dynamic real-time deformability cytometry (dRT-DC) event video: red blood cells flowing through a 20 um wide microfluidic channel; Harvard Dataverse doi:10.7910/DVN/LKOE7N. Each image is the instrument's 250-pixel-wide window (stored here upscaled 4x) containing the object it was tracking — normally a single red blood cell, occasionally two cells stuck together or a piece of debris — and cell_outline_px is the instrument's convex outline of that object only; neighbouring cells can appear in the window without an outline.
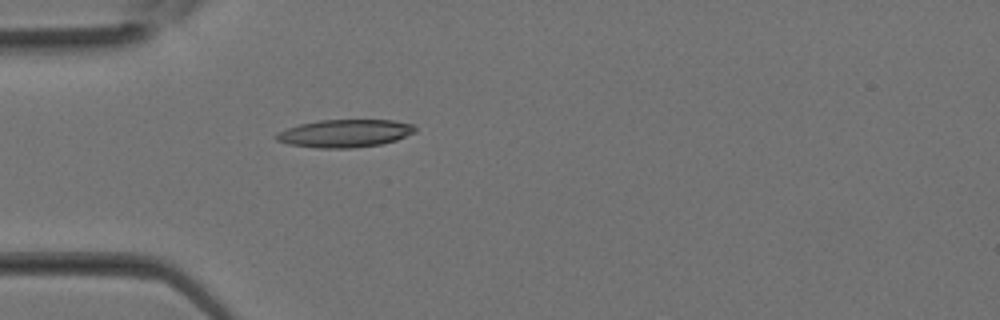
{"species": "Egyptian fruit bat (a non-hibernating species)", "species_latin": "Rousettus aegyptiacus", "temperature_condition": "room temperature", "stored_images_in_passage": 17, "camera_frame_rate_fps": 3000, "um_per_image_px": 0.085, "animal": {"sex": "female"}, "frame": {"image": 1, "passage_image": 9, "time_ms": 2.667, "image_size_px": [1000, 320], "cell_outline_px": [[416, 132], [396, 140], [380, 144], [352, 148], [320, 148], [288, 144], [276, 140], [272, 136], [276, 132], [300, 124], [320, 120], [392, 120], [412, 124], [416, 128]], "centroid_in_image_um": [29.29, 11.33], "position_along_channel_um": 55.7, "area_um2": 22.48}}
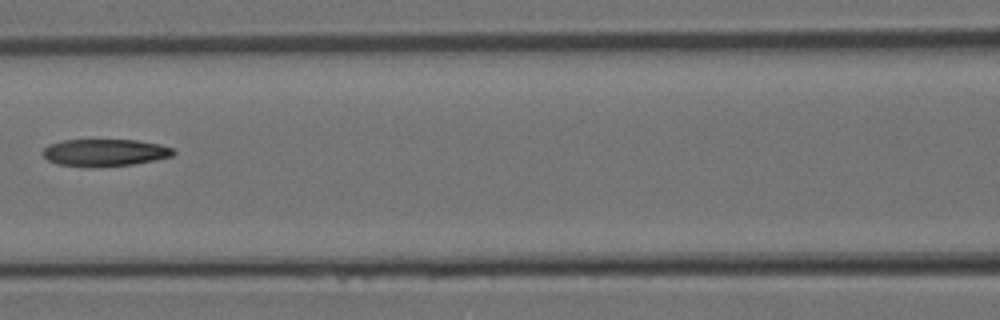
{"frame": {"image": 2, "passage_image": 14, "time_ms": 4.333, "image_size_px": [1000, 320], "cell_outline_px": [[176, 152], [172, 156], [156, 160], [132, 164], [56, 164], [48, 160], [40, 152], [48, 144], [64, 140], [136, 140], [160, 144], [172, 148]], "centroid_in_image_um": [8.93, 12.92], "position_along_channel_um": 157.7, "area_um2": 19.83}}
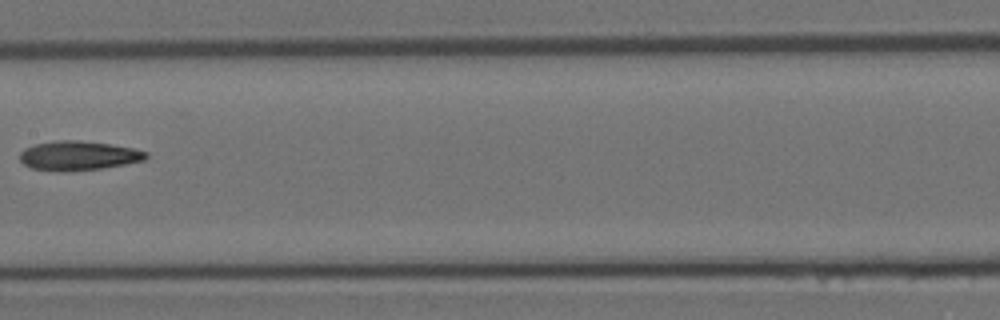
{"frame": {"image": 3, "passage_image": 16, "time_ms": 5.0, "image_size_px": [1000, 320], "cell_outline_px": [[148, 156], [144, 160], [104, 168], [68, 172], [60, 172], [32, 168], [24, 164], [20, 160], [20, 152], [24, 148], [36, 144], [56, 140], [76, 140], [108, 144], [132, 148], [148, 152]], "centroid_in_image_um": [6.64, 13.24], "position_along_channel_um": 200.8, "area_um2": 21.56}}